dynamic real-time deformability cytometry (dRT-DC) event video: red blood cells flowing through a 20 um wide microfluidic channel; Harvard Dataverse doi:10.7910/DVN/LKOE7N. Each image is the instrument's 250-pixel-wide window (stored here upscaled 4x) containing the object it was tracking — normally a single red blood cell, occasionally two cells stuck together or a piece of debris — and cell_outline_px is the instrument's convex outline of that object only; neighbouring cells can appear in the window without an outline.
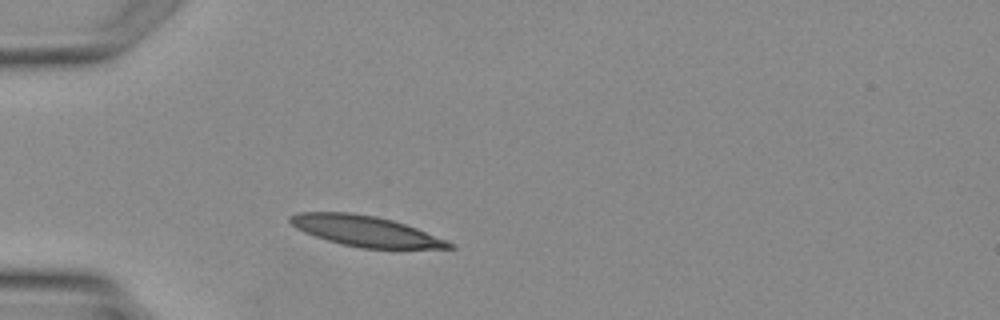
{"species": "Egyptian fruit bat (a non-hibernating species)", "species_latin": "Rousettus aegyptiacus", "temperature_condition": "warm", "stored_images_in_passage": 3, "camera_frame_rate_fps": 3000, "um_per_image_px": 0.085, "animal": {"sex": "female"}, "frame": {"image": 1, "passage_image": 3, "time_ms": 3.333, "image_size_px": [1000, 320], "cell_outline_px": [[456, 248], [360, 248], [340, 244], [304, 232], [296, 228], [288, 220], [288, 216], [296, 212], [348, 212], [376, 216], [392, 220], [416, 228], [448, 240], [456, 244]], "centroid_in_image_um": [31.06, 19.64], "position_along_channel_um": 53.9, "area_um2": 28.26}}